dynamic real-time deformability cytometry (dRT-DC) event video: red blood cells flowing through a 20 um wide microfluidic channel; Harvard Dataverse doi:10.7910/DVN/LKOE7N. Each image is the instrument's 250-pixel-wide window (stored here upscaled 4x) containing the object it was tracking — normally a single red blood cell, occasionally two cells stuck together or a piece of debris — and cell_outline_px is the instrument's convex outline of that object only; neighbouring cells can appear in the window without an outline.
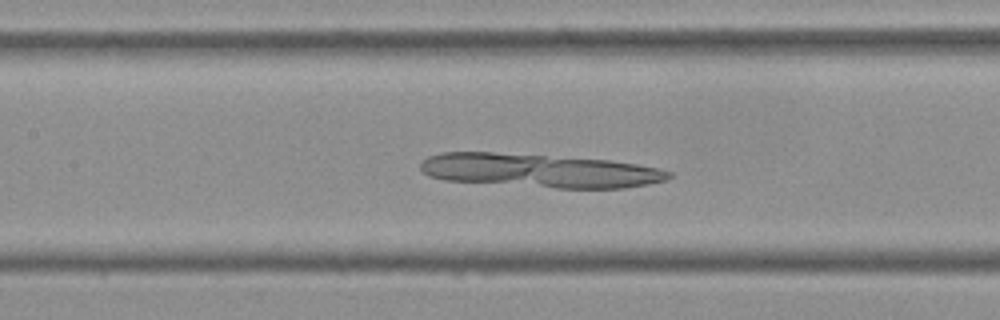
{"species": "Egyptian fruit bat (a non-hibernating species)", "species_latin": "Rousettus aegyptiacus", "temperature_condition": "cold", "stored_images_in_passage": 52, "camera_frame_rate_fps": 3000, "um_per_image_px": 0.085, "frame": {"image": 1, "passage_image": 23, "time_ms": 7.333, "image_size_px": [1000, 320], "cell_outline_px": [[672, 176], [668, 180], [648, 184], [624, 188], [556, 188], [444, 180], [428, 176], [420, 172], [420, 164], [428, 156], [440, 152], [492, 152], [608, 160], [636, 164], [660, 168], [672, 172]], "centroid_in_image_um": [45.85, 14.5], "position_along_channel_um": 161.6, "area_um2": 48.84}}